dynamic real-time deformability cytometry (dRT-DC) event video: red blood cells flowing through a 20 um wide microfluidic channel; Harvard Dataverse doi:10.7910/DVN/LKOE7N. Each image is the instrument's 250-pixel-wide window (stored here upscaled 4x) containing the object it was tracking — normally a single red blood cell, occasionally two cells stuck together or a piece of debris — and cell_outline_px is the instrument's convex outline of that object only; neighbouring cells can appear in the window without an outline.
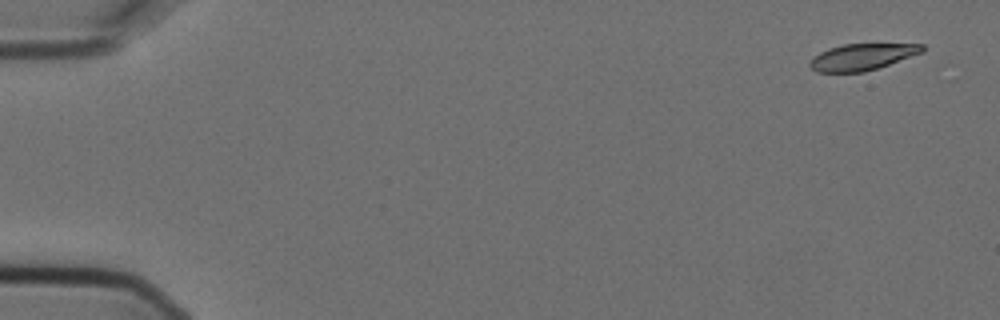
{"species": "Egyptian fruit bat (a non-hibernating species)", "species_latin": "Rousettus aegyptiacus", "temperature_condition": "cold", "stored_images_in_passage": 6, "camera_frame_rate_fps": 3000, "um_per_image_px": 0.085, "animal": {"sex": "female"}, "frame": {"image": 1, "passage_image": 1, "time_ms": 0.0, "image_size_px": [1000, 320], "cell_outline_px": [[924, 52], [864, 72], [816, 72], [808, 64], [812, 56], [828, 48], [844, 44], [924, 44]], "centroid_in_image_um": [73.24, 4.83], "position_along_channel_um": 11.8, "area_um2": 17.28}}
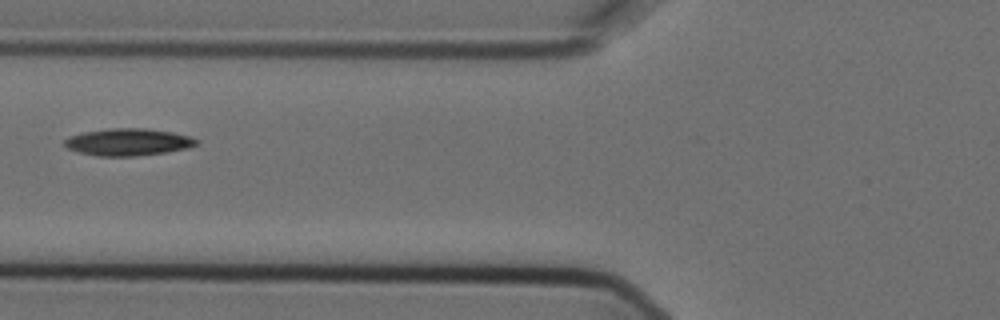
{"frame": {"image": 2, "passage_image": 6, "time_ms": 1.667, "image_size_px": [1000, 320], "cell_outline_px": [[200, 144], [188, 148], [168, 152], [136, 156], [96, 156], [76, 152], [68, 148], [64, 144], [64, 140], [72, 136], [84, 132], [108, 128], [144, 128], [172, 132], [188, 136], [200, 140]], "centroid_in_image_um": [10.92, 12.08], "position_along_channel_um": 114.9, "area_um2": 20.98}}